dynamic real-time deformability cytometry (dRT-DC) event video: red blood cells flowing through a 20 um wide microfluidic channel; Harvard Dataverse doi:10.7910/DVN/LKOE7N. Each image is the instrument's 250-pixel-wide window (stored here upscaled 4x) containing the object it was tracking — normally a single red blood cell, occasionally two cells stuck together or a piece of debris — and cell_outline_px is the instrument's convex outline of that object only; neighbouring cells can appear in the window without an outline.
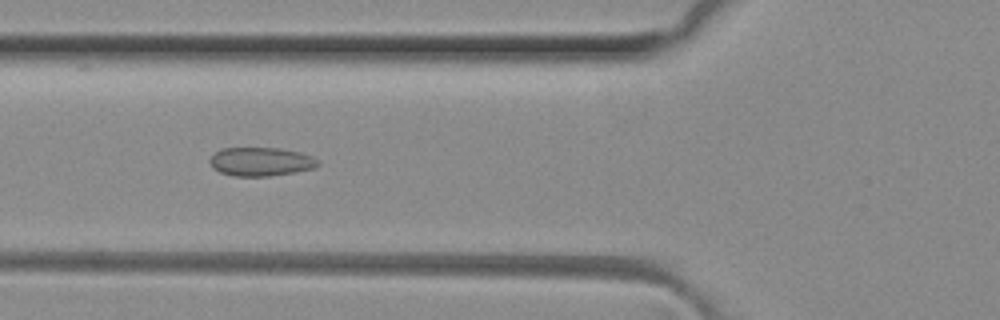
{"species": "common noctule bat (a hibernating species)", "species_latin": "Nyctalus noctula", "temperature_condition": "room temperature", "stored_images_in_passage": 49, "camera_frame_rate_fps": 3000, "um_per_image_px": 0.085, "animal": {"sex": "female", "body_mass_g": 29.2, "forearm_length_mm": 56.3}, "frame": {"image": 1, "passage_image": 18, "time_ms": 5.667, "image_size_px": [1000, 320], "cell_outline_px": [[320, 164], [316, 168], [296, 172], [268, 176], [232, 176], [220, 172], [212, 168], [208, 160], [216, 152], [224, 148], [280, 148], [300, 152], [312, 156], [320, 160]], "centroid_in_image_um": [22.2, 13.74], "position_along_channel_um": 103.6, "area_um2": 18.26}}
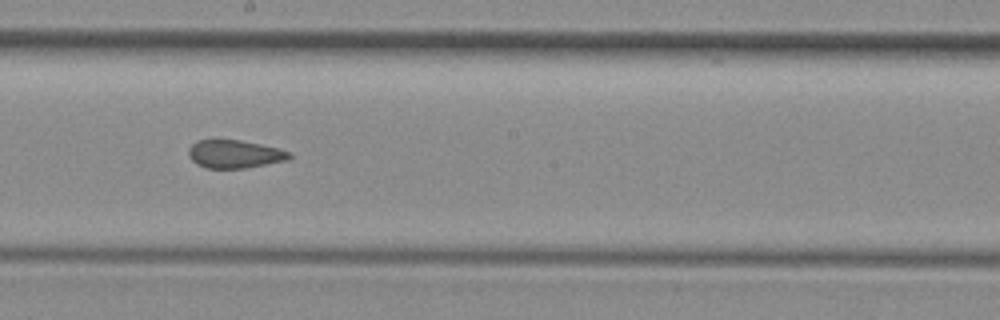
{"frame": {"image": 2, "passage_image": 27, "time_ms": 8.667, "image_size_px": [1000, 320], "cell_outline_px": [[292, 156], [288, 160], [244, 168], [204, 168], [196, 164], [188, 156], [188, 148], [196, 140], [240, 140], [276, 148], [292, 152]], "centroid_in_image_um": [19.91, 13.1], "position_along_channel_um": 228.3, "area_um2": 16.47}}
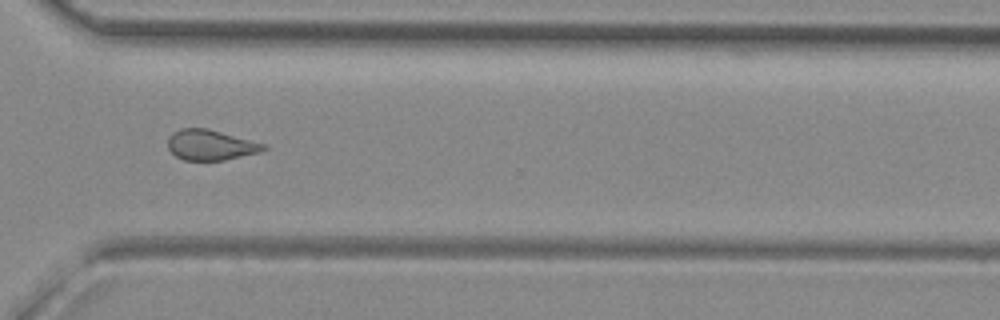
{"frame": {"image": 3, "passage_image": 36, "time_ms": 11.667, "image_size_px": [1000, 320], "cell_outline_px": [[268, 148], [260, 152], [224, 160], [184, 160], [176, 156], [168, 148], [168, 136], [172, 132], [180, 128], [208, 128], [264, 144]], "centroid_in_image_um": [17.87, 12.31], "position_along_channel_um": 352.7, "area_um2": 16.88}, "authors_computed_cell_mechanics": {"area_um2": 17.7446, "velocity_mm_per_s": 4.1526, "shape_relaxation_time_tau1_ms": null, "shape_relaxation_time_tau2_ms": 2.0985, "deformation_change_tau1": null, "deformation_change_tau2": 0.0851}}